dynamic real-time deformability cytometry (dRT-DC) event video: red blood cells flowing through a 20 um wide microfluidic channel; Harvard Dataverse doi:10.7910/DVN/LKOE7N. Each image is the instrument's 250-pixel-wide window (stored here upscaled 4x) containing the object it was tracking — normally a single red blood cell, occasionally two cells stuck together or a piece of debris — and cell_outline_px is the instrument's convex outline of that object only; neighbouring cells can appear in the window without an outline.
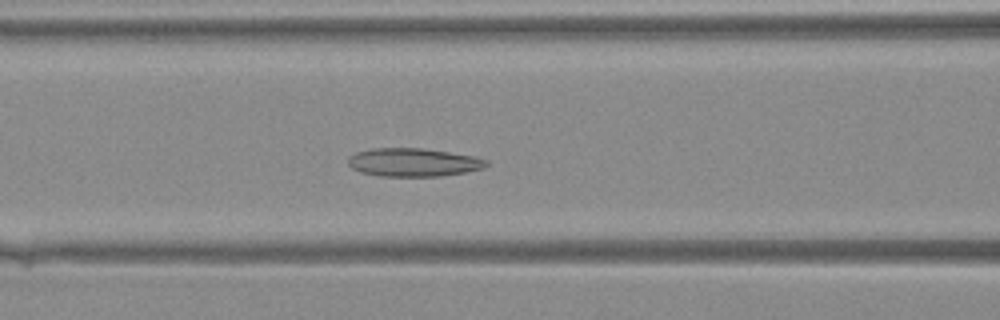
{"species": "Egyptian fruit bat (a non-hibernating species)", "species_latin": "Rousettus aegyptiacus", "temperature_condition": "warm", "stored_images_in_passage": 40, "camera_frame_rate_fps": 3000, "um_per_image_px": 0.085, "animal": {"sex": "female"}, "frame": {"image": 1, "passage_image": 16, "time_ms": 5.0, "image_size_px": [1000, 320], "cell_outline_px": [[488, 164], [484, 168], [464, 172], [440, 176], [380, 176], [360, 172], [352, 168], [348, 164], [348, 156], [356, 152], [372, 148], [420, 148], [476, 156], [488, 160]], "centroid_in_image_um": [35.12, 13.79], "position_along_channel_um": 131.5, "area_um2": 22.83}}
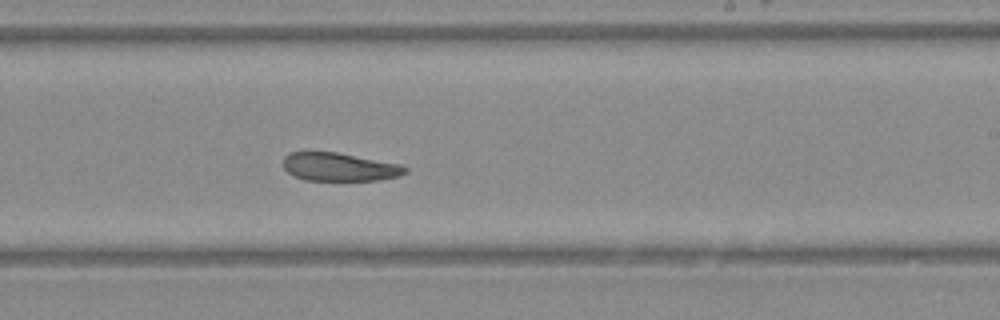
{"frame": {"image": 2, "passage_image": 24, "time_ms": 7.667, "image_size_px": [1000, 320], "cell_outline_px": [[408, 172], [400, 176], [380, 180], [304, 180], [288, 172], [284, 168], [284, 156], [288, 152], [336, 152], [400, 164], [408, 168]], "centroid_in_image_um": [28.87, 14.19], "position_along_channel_um": 260.1, "area_um2": 20.06}}
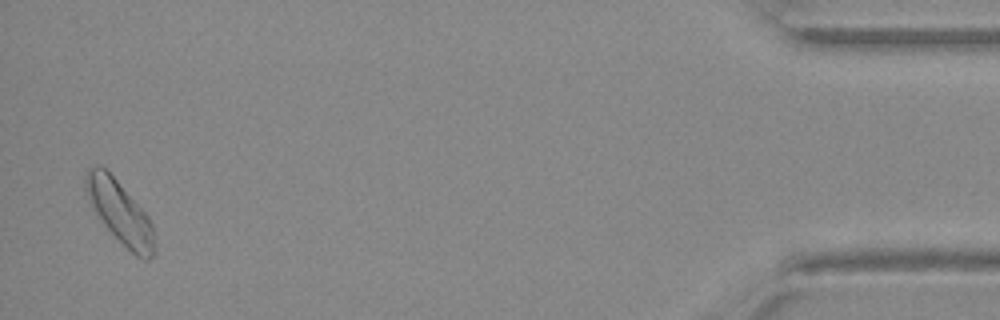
{"frame": {"image": 3, "passage_image": 39, "time_ms": 12.667, "image_size_px": [1000, 320], "cell_outline_px": [[156, 248], [152, 256], [148, 260], [144, 260], [136, 256], [108, 228], [96, 212], [84, 188], [84, 176], [88, 168], [100, 164], [116, 180], [148, 216], [152, 224]], "centroid_in_image_um": [10.2, 18.03], "position_along_channel_um": 425.0, "area_um2": 24.33}}